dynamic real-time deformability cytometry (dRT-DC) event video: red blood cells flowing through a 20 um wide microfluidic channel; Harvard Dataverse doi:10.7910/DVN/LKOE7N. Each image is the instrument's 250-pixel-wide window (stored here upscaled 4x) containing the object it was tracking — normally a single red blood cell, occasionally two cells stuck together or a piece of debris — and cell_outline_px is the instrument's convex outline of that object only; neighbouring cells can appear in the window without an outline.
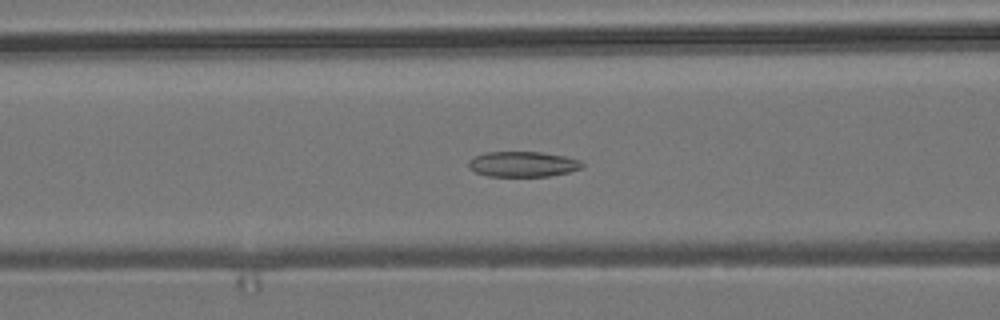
{"species": "common noctule bat (a hibernating species)", "species_latin": "Nyctalus noctula", "temperature_condition": "room temperature", "stored_images_in_passage": 54, "camera_frame_rate_fps": 3000, "um_per_image_px": 0.085, "animal": {"sex": "male", "body_mass_g": 19.2, "forearm_length_mm": 51.8}, "frame": {"image": 1, "passage_image": 21, "time_ms": 6.667, "image_size_px": [1000, 320], "cell_outline_px": [[584, 164], [580, 168], [568, 172], [548, 176], [488, 176], [476, 172], [468, 168], [468, 160], [472, 156], [484, 152], [540, 152], [564, 156], [580, 160]], "centroid_in_image_um": [44.38, 13.94], "position_along_channel_um": 122.2, "area_um2": 16.82}}
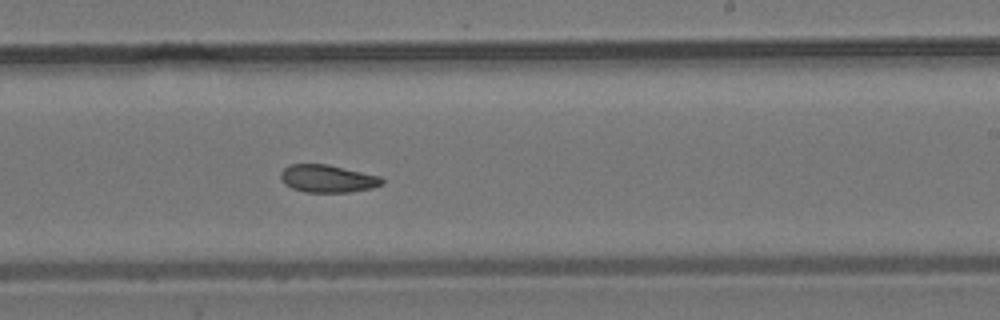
{"frame": {"image": 2, "passage_image": 32, "time_ms": 10.333, "image_size_px": [1000, 320], "cell_outline_px": [[384, 184], [372, 188], [348, 192], [304, 192], [292, 188], [284, 184], [280, 176], [280, 172], [288, 164], [328, 164], [380, 176], [384, 180]], "centroid_in_image_um": [27.84, 15.18], "position_along_channel_um": 261.2, "area_um2": 16.42}}
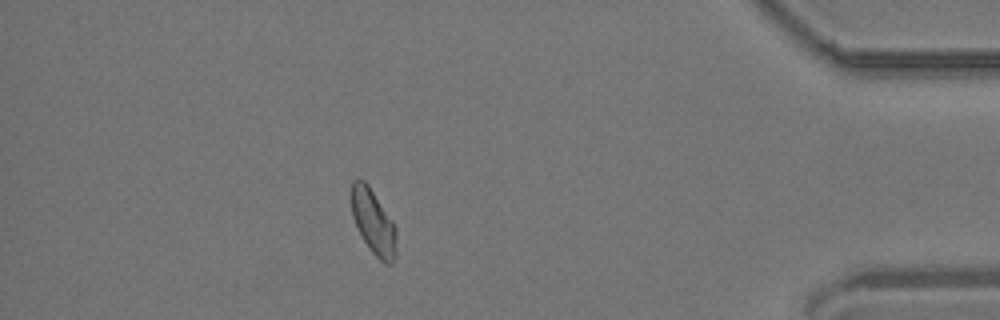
{"frame": {"image": 3, "passage_image": 47, "time_ms": 15.333, "image_size_px": [1000, 320], "cell_outline_px": [[396, 256], [392, 264], [384, 264], [372, 252], [364, 240], [352, 216], [352, 180], [356, 176], [364, 180], [368, 184], [392, 220], [396, 228]], "centroid_in_image_um": [31.75, 18.86], "position_along_channel_um": 403.5, "area_um2": 16.94}, "authors_computed_cell_mechanics": {"area_um2": 17.3111, "velocity_mm_per_s": 3.7974, "shape_relaxation_time_tau1_ms": 7.9637, "shape_relaxation_time_tau2_ms": 3.7757, "deformation_change_tau1": 0.1364, "deformation_change_tau2": 0.0937}}